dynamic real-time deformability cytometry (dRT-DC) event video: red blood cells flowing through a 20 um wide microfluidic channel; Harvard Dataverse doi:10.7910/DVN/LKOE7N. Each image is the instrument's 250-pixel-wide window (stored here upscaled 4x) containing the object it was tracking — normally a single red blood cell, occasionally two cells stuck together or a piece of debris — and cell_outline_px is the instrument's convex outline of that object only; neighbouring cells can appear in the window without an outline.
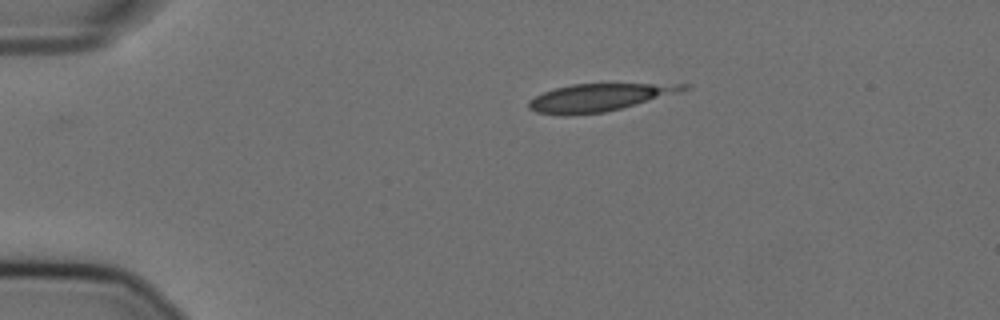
{"species": "Egyptian fruit bat (a non-hibernating species)", "species_latin": "Rousettus aegyptiacus", "temperature_condition": "cold", "stored_images_in_passage": 5, "camera_frame_rate_fps": 3000, "um_per_image_px": 0.085, "animal": {"sex": "female"}, "frame": {"image": 1, "passage_image": 1, "time_ms": 0.0, "image_size_px": [1000, 320], "cell_outline_px": [[688, 88], [676, 92], [620, 108], [604, 112], [564, 116], [536, 112], [528, 108], [528, 100], [544, 92], [556, 88], [572, 84], [688, 84]], "centroid_in_image_um": [50.78, 8.29], "position_along_channel_um": 34.2, "area_um2": 24.1}}